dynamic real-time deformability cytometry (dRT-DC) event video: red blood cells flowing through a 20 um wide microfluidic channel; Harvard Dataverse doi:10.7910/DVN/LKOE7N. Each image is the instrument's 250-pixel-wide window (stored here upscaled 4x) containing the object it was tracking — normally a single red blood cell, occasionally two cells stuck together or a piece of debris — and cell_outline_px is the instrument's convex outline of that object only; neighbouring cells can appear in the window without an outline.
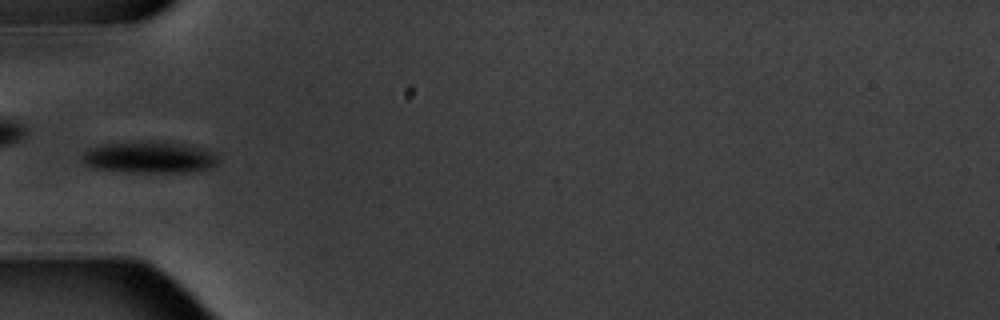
{"species": "common noctule bat (a hibernating species)", "species_latin": "Nyctalus noctula", "temperature_condition": "warm", "stored_images_in_passage": 8, "camera_frame_rate_fps": 3000, "um_per_image_px": 0.085, "animal": {"sex": "male", "body_mass_g": 20.1, "forearm_length_mm": 53.5}, "frame": {"image": 1, "passage_image": 5, "time_ms": 4.667, "image_size_px": [1000, 320], "cell_outline_px": [[216, 164], [212, 168], [196, 172], [144, 172], [92, 168], [84, 164], [80, 156], [88, 148], [100, 144], [148, 140], [160, 140], [204, 148], [212, 152], [216, 156]], "centroid_in_image_um": [12.68, 13.35], "position_along_channel_um": 72.3, "area_um2": 25.43}}
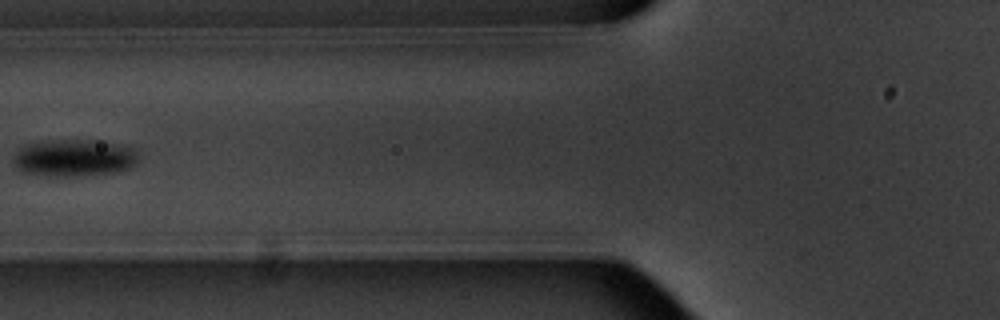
{"frame": {"image": 2, "passage_image": 6, "time_ms": 6.0, "image_size_px": [1000, 320], "cell_outline_px": [[140, 156], [136, 164], [128, 168], [116, 172], [80, 176], [56, 176], [20, 172], [16, 164], [16, 156], [20, 148], [28, 144], [64, 140], [96, 140], [124, 144], [136, 148]], "centroid_in_image_um": [6.44, 13.42], "position_along_channel_um": 119.4, "area_um2": 26.93}}